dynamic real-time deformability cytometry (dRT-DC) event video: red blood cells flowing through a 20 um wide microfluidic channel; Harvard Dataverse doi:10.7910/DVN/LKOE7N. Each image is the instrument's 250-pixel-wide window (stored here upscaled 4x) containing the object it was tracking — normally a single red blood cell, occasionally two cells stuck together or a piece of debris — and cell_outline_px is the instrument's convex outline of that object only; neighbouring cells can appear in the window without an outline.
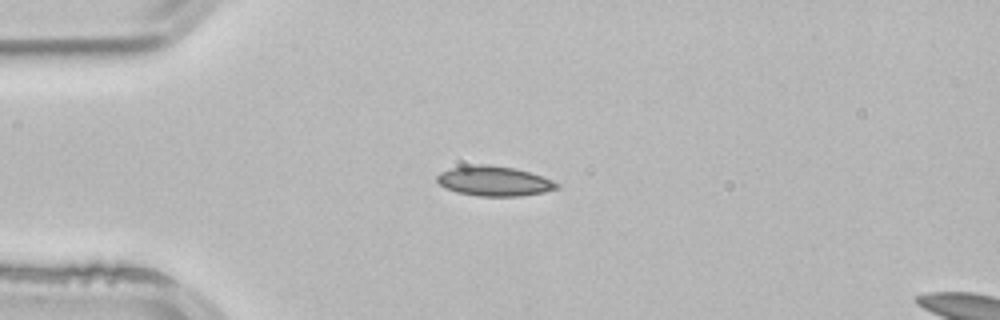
{"species": "common noctule bat (a hibernating species)", "species_latin": "Nyctalus noctula", "temperature_condition": "room temperature", "stored_images_in_passage": 3, "camera_frame_rate_fps": 3000, "um_per_image_px": 0.085, "animal": {"sex": "male", "body_mass_g": 21.5, "forearm_length_mm": 52.0}, "frame": {"image": 1, "passage_image": 3, "time_ms": 0.667, "image_size_px": [1000, 320], "cell_outline_px": [[560, 188], [544, 192], [520, 196], [480, 196], [456, 192], [440, 184], [436, 180], [436, 176], [440, 172], [452, 168], [476, 164], [488, 164], [516, 168], [544, 176], [560, 184]], "centroid_in_image_um": [42.05, 15.38], "position_along_channel_um": 43.0, "area_um2": 20.92}}